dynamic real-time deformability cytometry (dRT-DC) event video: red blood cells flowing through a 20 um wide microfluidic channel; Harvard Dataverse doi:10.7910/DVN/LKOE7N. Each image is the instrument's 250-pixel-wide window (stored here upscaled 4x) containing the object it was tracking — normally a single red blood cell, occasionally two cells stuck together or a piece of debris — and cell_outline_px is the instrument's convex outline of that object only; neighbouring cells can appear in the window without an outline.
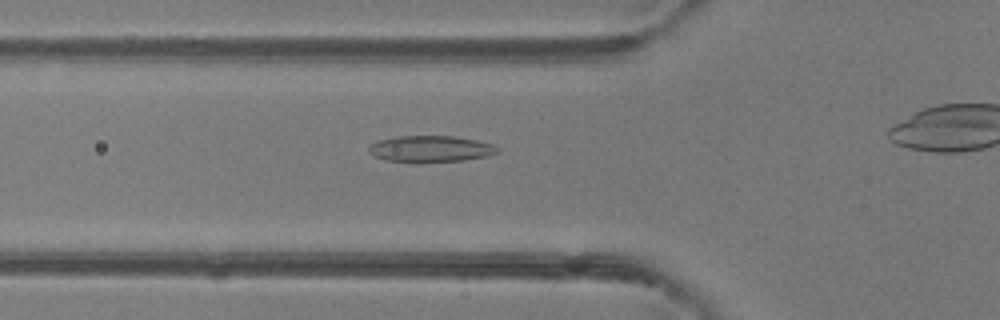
{"species": "common noctule bat (a hibernating species)", "species_latin": "Nyctalus noctula", "temperature_condition": "room temperature", "stored_images_in_passage": 33, "camera_frame_rate_fps": 3000, "um_per_image_px": 0.085, "animal": {"sex": "female"}, "frame": {"image": 1, "passage_image": 10, "time_ms": 3.0, "image_size_px": [1000, 320], "cell_outline_px": [[500, 148], [496, 152], [488, 156], [464, 160], [388, 160], [376, 156], [368, 152], [368, 148], [372, 144], [380, 140], [400, 136], [456, 136], [476, 140], [492, 144]], "centroid_in_image_um": [36.65, 12.61], "position_along_channel_um": 89.1, "area_um2": 18.9}}
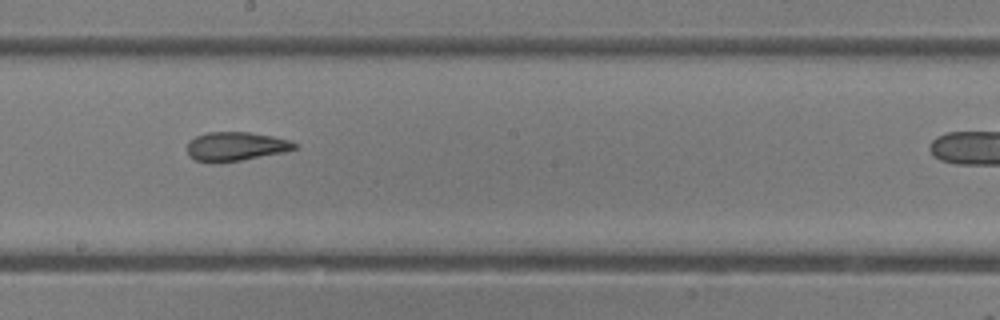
{"frame": {"image": 2, "passage_image": 20, "time_ms": 6.333, "image_size_px": [1000, 320], "cell_outline_px": [[296, 148], [288, 152], [240, 160], [212, 164], [196, 160], [188, 156], [188, 140], [196, 136], [208, 132], [248, 132], [272, 136], [288, 140], [296, 144]], "centroid_in_image_um": [20.01, 12.46], "position_along_channel_um": 228.2, "area_um2": 18.26}}
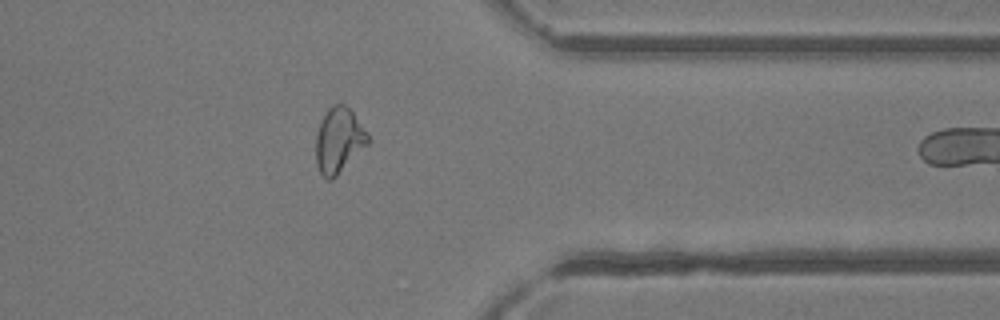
{"frame": {"image": 3, "passage_image": 32, "time_ms": 10.333, "image_size_px": [1000, 320], "cell_outline_px": [[372, 140], [332, 180], [328, 180], [320, 172], [316, 164], [316, 136], [320, 124], [328, 108], [332, 104], [344, 104], [352, 112], [368, 132]], "centroid_in_image_um": [28.82, 11.93], "position_along_channel_um": 382.6, "area_um2": 19.65}}